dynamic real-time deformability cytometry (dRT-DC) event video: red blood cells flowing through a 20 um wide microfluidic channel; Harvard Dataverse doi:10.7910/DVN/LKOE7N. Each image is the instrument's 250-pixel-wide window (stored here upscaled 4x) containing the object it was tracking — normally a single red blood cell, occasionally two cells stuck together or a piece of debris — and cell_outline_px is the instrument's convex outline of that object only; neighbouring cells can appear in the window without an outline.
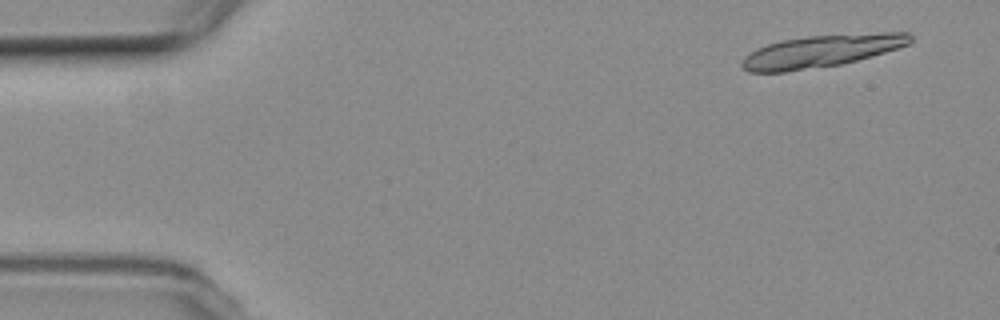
{"species": "common noctule bat (a hibernating species)", "species_latin": "Nyctalus noctula", "temperature_condition": "room temperature", "stored_images_in_passage": 6, "segment_of_instrument_passage": [1, 2], "camera_frame_rate_fps": 3000, "um_per_image_px": 0.085, "animal": {"sex": "female", "body_mass_g": 19.3, "forearm_length_mm": 54.1}, "frame": {"image": 1, "passage_image": 1, "time_ms": 0.0, "image_size_px": [1000, 320], "cell_outline_px": [[912, 40], [908, 44], [884, 52], [856, 60], [840, 64], [784, 72], [748, 72], [740, 64], [744, 56], [756, 48], [768, 44], [784, 40], [808, 36], [880, 32], [908, 32], [912, 36]], "centroid_in_image_um": [69.79, 4.33], "position_along_channel_um": 15.2, "area_um2": 31.39}}